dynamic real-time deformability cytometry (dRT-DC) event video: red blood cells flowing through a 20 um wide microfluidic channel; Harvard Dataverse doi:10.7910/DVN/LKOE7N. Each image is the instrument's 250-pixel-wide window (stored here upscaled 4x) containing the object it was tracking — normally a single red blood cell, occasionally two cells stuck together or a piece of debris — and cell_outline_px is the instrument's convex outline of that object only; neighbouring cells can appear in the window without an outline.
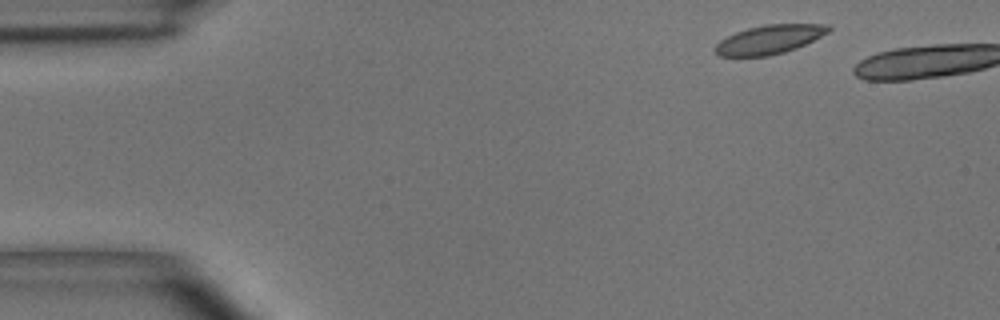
{"species": "common noctule bat (a hibernating species)", "species_latin": "Nyctalus noctula", "temperature_condition": "room temperature", "stored_images_in_passage": 2, "camera_frame_rate_fps": 3000, "um_per_image_px": 0.085, "animal": {"sex": "male", "body_mass_g": 15.6}, "frame": {"image": 1, "passage_image": 1, "time_ms": 0.0, "image_size_px": [1000, 320], "cell_outline_px": [[832, 28], [828, 32], [796, 48], [784, 52], [768, 56], [720, 56], [712, 48], [720, 40], [736, 32], [748, 28], [764, 24], [828, 24]], "centroid_in_image_um": [65.37, 3.35], "position_along_channel_um": 19.6, "area_um2": 18.96}}